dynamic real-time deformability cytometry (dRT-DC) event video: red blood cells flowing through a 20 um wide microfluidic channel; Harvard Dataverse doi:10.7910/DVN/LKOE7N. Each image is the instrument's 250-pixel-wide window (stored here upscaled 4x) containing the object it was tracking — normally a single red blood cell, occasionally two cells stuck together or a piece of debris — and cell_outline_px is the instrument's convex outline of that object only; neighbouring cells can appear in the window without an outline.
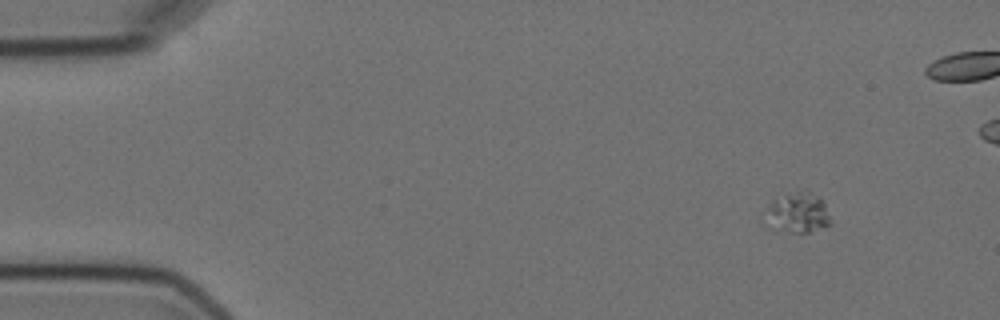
{"species": "Egyptian fruit bat (a non-hibernating species)", "species_latin": "Rousettus aegyptiacus", "temperature_condition": "cold", "stored_images_in_passage": 5, "camera_frame_rate_fps": 3000, "um_per_image_px": 0.085, "animal": {"sex": "female"}, "frame": {"image": 1, "passage_image": 1, "time_ms": 0.0, "image_size_px": [1000, 320], "cell_outline_px": [[832, 224], [808, 232], [776, 232], [768, 228], [760, 220], [772, 200], [800, 192], [808, 192], [824, 200]], "centroid_in_image_um": [67.72, 18.16], "position_along_channel_um": 17.3, "area_um2": 15.55}}